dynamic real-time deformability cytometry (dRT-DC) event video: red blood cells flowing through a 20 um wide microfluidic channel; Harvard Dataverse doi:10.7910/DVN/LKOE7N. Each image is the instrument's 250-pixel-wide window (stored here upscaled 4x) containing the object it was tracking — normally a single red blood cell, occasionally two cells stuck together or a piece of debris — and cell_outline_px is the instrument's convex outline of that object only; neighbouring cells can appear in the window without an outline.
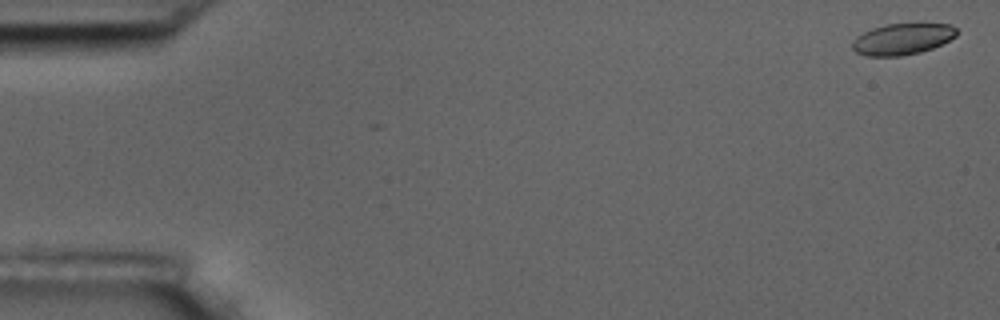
{"species": "common noctule bat (a hibernating species)", "species_latin": "Nyctalus noctula", "temperature_condition": "room temperature", "stored_images_in_passage": 5, "camera_frame_rate_fps": 3000, "um_per_image_px": 0.085, "animal": {"sex": "male", "body_mass_g": 17.5, "forearm_length_mm": 52.3}, "frame": {"image": 1, "passage_image": 1, "time_ms": 0.0, "image_size_px": [1000, 320], "cell_outline_px": [[956, 36], [932, 48], [920, 52], [900, 56], [868, 56], [856, 52], [852, 48], [852, 40], [856, 36], [872, 28], [888, 24], [948, 24], [956, 28]], "centroid_in_image_um": [76.66, 3.32], "position_along_channel_um": 8.3, "area_um2": 18.79}}